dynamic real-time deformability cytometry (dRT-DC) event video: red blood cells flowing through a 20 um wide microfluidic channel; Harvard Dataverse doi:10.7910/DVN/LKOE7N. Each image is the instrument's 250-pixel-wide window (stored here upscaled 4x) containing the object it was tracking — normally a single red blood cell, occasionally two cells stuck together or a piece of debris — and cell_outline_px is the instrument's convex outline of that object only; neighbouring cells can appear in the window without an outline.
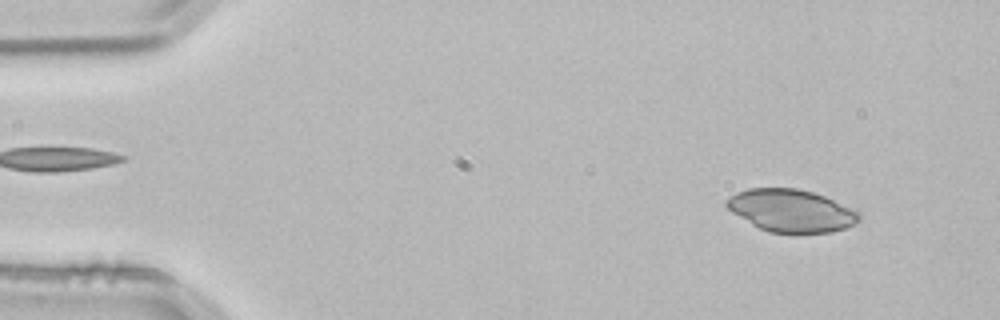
{"species": "common noctule bat (a hibernating species)", "species_latin": "Nyctalus noctula", "temperature_condition": "room temperature", "stored_images_in_passage": 2, "camera_frame_rate_fps": 3000, "um_per_image_px": 0.085, "animal": {"sex": "male", "body_mass_g": 21.5, "forearm_length_mm": 52.0}, "frame": {"image": 1, "passage_image": 2, "time_ms": 0.333, "image_size_px": [1000, 320], "cell_outline_px": [[860, 220], [856, 224], [844, 228], [828, 232], [768, 232], [752, 224], [732, 212], [724, 204], [724, 200], [736, 192], [748, 188], [796, 188], [812, 192], [824, 196], [856, 208], [860, 212]], "centroid_in_image_um": [67.27, 17.88], "position_along_channel_um": 17.7, "area_um2": 32.83}}